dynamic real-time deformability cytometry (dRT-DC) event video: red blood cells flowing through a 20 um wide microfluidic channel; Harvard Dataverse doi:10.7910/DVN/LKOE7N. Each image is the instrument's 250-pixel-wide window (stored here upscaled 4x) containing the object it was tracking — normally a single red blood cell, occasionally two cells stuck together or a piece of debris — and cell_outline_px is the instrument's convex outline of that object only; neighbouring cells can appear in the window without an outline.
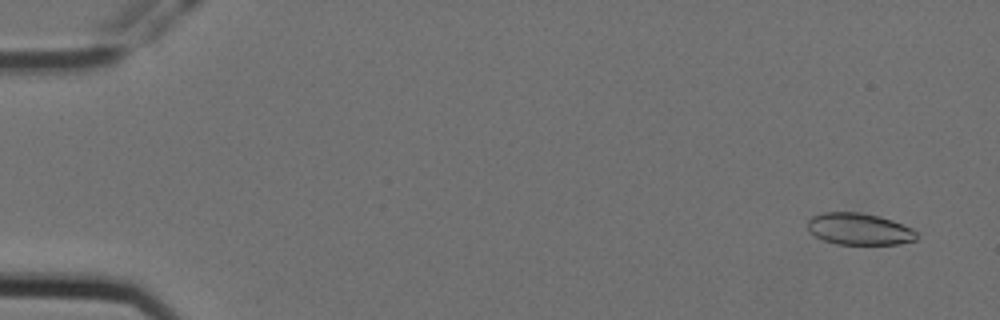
{"species": "Egyptian fruit bat (a non-hibernating species)", "species_latin": "Rousettus aegyptiacus", "temperature_condition": "cold", "stored_images_in_passage": 57, "camera_frame_rate_fps": 3000, "um_per_image_px": 0.085, "animal": {"sex": "female"}, "frame": {"image": 1, "passage_image": 3, "time_ms": 0.667, "image_size_px": [1000, 320], "cell_outline_px": [[916, 240], [900, 244], [836, 244], [824, 240], [816, 236], [808, 228], [808, 220], [812, 216], [824, 212], [860, 212], [880, 216], [892, 220], [912, 228], [916, 232]], "centroid_in_image_um": [73.05, 19.46], "position_along_channel_um": 12.0, "area_um2": 20.11}}
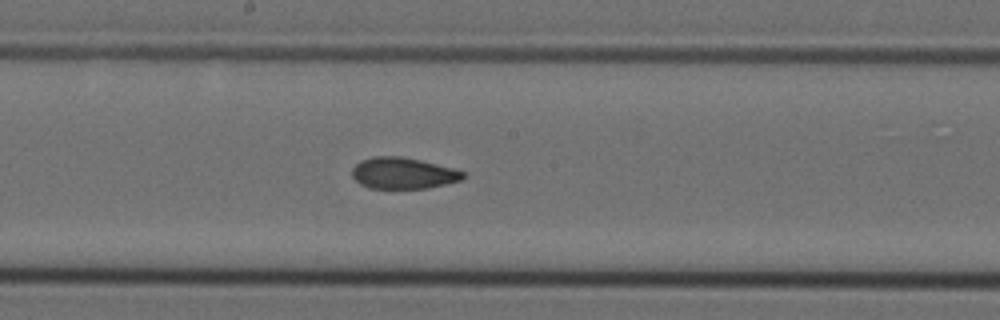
{"frame": {"image": 2, "passage_image": 31, "time_ms": 10.0, "image_size_px": [1000, 320], "cell_outline_px": [[464, 176], [460, 180], [428, 188], [368, 188], [360, 184], [352, 176], [352, 168], [360, 160], [372, 156], [400, 156], [420, 160], [452, 168], [464, 172]], "centroid_in_image_um": [34.21, 14.71], "position_along_channel_um": 214.0, "area_um2": 20.11}}
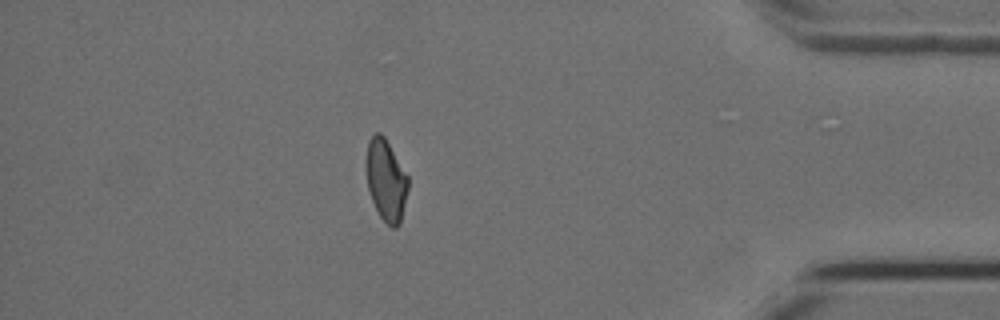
{"frame": {"image": 3, "passage_image": 50, "time_ms": 16.333, "image_size_px": [1000, 320], "cell_outline_px": [[408, 188], [400, 224], [396, 228], [392, 228], [380, 216], [372, 200], [368, 188], [368, 140], [376, 132], [380, 132], [384, 136], [408, 176]], "centroid_in_image_um": [32.84, 15.34], "position_along_channel_um": 402.4, "area_um2": 19.31}, "authors_computed_cell_mechanics": {"area_um2": 20.8658, "velocity_mm_per_s": 3.5725, "shape_relaxation_time_tau1_ms": null, "shape_relaxation_time_tau2_ms": 2.1055, "deformation_change_tau1": null, "deformation_change_tau2": 0.0749}}